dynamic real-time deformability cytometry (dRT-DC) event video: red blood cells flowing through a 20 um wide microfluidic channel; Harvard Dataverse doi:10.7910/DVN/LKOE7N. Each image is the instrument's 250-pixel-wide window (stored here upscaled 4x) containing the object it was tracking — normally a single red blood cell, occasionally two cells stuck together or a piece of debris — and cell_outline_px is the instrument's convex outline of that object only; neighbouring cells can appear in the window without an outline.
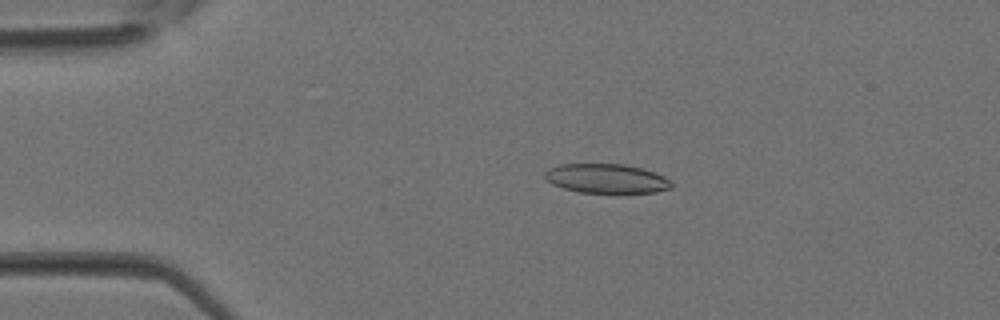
{"species": "Egyptian fruit bat (a non-hibernating species)", "species_latin": "Rousettus aegyptiacus", "temperature_condition": "room temperature", "stored_images_in_passage": 30, "camera_frame_rate_fps": 3000, "um_per_image_px": 0.085, "animal": {"sex": "female"}, "frame": {"image": 1, "passage_image": 1, "time_ms": 0.0, "image_size_px": [1000, 320], "cell_outline_px": [[672, 188], [656, 192], [580, 192], [564, 188], [552, 184], [544, 176], [544, 172], [548, 168], [560, 164], [624, 164], [640, 168], [664, 176], [672, 184]], "centroid_in_image_um": [51.51, 15.17], "position_along_channel_um": 33.5, "area_um2": 21.33}}
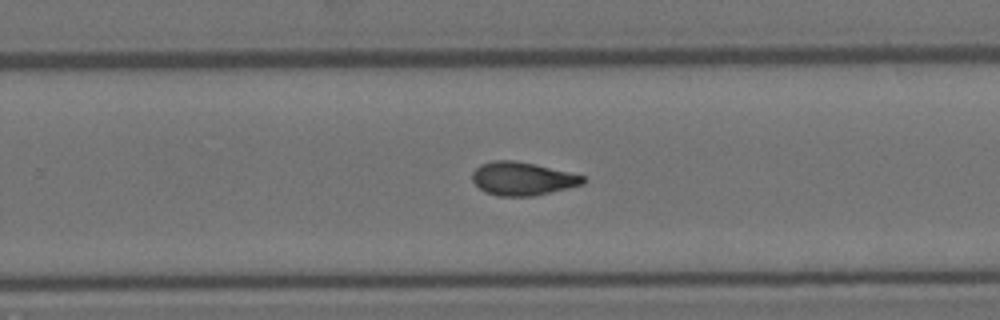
{"frame": {"image": 2, "passage_image": 17, "time_ms": 5.333, "image_size_px": [1000, 320], "cell_outline_px": [[588, 180], [584, 184], [532, 196], [496, 196], [484, 192], [472, 180], [472, 172], [480, 164], [492, 160], [512, 160], [536, 164], [584, 176]], "centroid_in_image_um": [44.39, 15.18], "position_along_channel_um": 285.4, "area_um2": 21.5}}
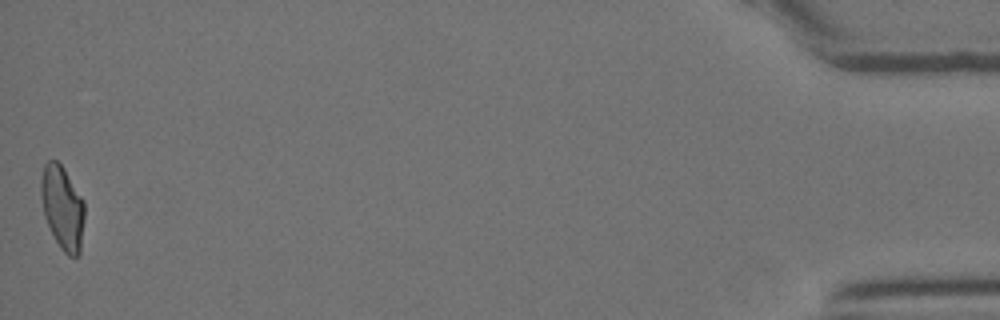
{"frame": {"image": 3, "passage_image": 30, "time_ms": 9.667, "image_size_px": [1000, 320], "cell_outline_px": [[84, 220], [80, 252], [76, 256], [68, 256], [60, 248], [44, 216], [40, 196], [40, 180], [44, 164], [48, 160], [56, 160], [64, 168], [84, 200]], "centroid_in_image_um": [5.3, 17.62], "position_along_channel_um": 429.9, "area_um2": 21.33}}